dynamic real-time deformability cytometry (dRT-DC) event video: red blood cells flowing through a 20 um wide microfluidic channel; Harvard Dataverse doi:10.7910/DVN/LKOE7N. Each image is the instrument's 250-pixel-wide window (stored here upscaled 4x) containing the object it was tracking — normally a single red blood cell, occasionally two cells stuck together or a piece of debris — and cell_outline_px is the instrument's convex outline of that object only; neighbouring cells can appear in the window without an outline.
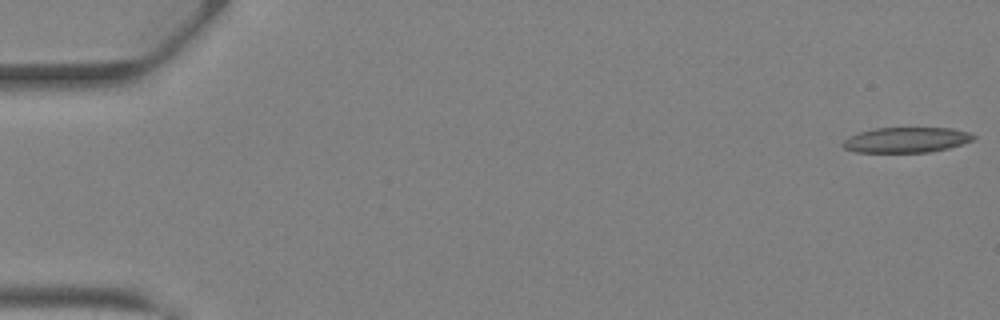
{"species": "Egyptian fruit bat (a non-hibernating species)", "species_latin": "Rousettus aegyptiacus", "temperature_condition": "warm", "stored_images_in_passage": 42, "camera_frame_rate_fps": 3000, "um_per_image_px": 0.085, "animal": {"sex": "female"}, "frame": {"image": 1, "passage_image": 1, "time_ms": 0.0, "image_size_px": [1000, 320], "cell_outline_px": [[976, 136], [972, 140], [948, 148], [928, 152], [856, 152], [844, 148], [840, 144], [848, 136], [860, 132], [876, 128], [952, 128], [968, 132]], "centroid_in_image_um": [77.0, 11.89], "position_along_channel_um": 8.0, "area_um2": 19.13}}
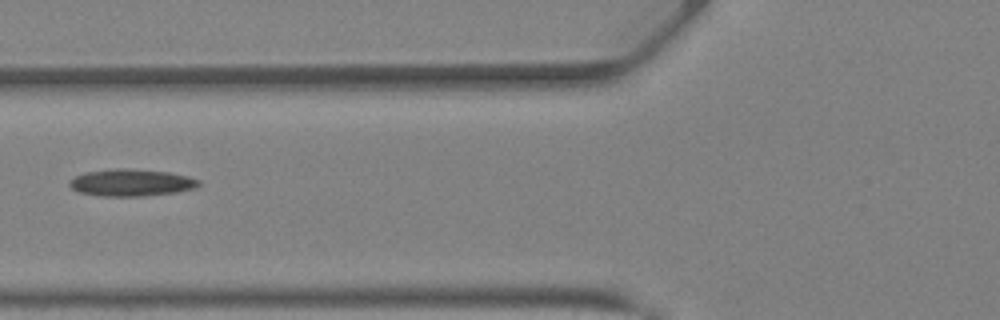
{"frame": {"image": 2, "passage_image": 17, "time_ms": 5.333, "image_size_px": [1000, 320], "cell_outline_px": [[200, 184], [196, 188], [176, 192], [144, 196], [100, 196], [80, 192], [72, 188], [68, 184], [76, 176], [84, 172], [112, 168], [128, 168], [168, 172], [188, 176], [200, 180]], "centroid_in_image_um": [11.18, 15.52], "position_along_channel_um": 114.6, "area_um2": 20.4}}
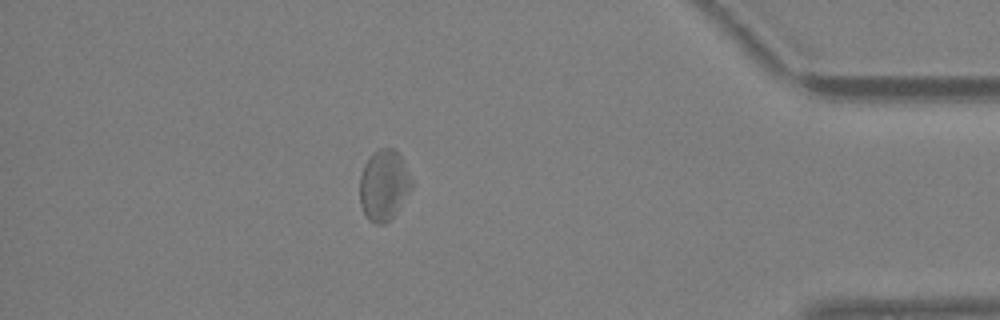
{"frame": {"image": 3, "passage_image": 37, "time_ms": 12.0, "image_size_px": [1000, 320], "cell_outline_px": [[412, 188], [396, 212], [384, 224], [376, 224], [368, 220], [364, 216], [360, 204], [360, 176], [364, 164], [372, 152], [380, 148], [396, 148], [400, 152], [404, 160], [412, 180]], "centroid_in_image_um": [32.62, 15.71], "position_along_channel_um": 402.6, "area_um2": 21.68}}